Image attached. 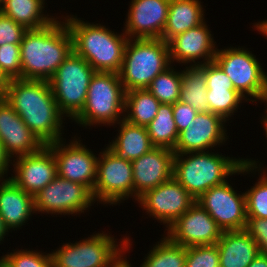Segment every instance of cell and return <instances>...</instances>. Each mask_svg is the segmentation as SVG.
I'll return each instance as SVG.
<instances>
[{"mask_svg":"<svg viewBox=\"0 0 267 267\" xmlns=\"http://www.w3.org/2000/svg\"><path fill=\"white\" fill-rule=\"evenodd\" d=\"M221 116L211 112H198L186 129L179 133L174 154L200 152L227 140ZM226 139V140H225Z\"/></svg>","mask_w":267,"mask_h":267,"instance_id":"17","label":"cell"},{"mask_svg":"<svg viewBox=\"0 0 267 267\" xmlns=\"http://www.w3.org/2000/svg\"><path fill=\"white\" fill-rule=\"evenodd\" d=\"M216 245L220 267H248L260 253L246 230L224 231Z\"/></svg>","mask_w":267,"mask_h":267,"instance_id":"23","label":"cell"},{"mask_svg":"<svg viewBox=\"0 0 267 267\" xmlns=\"http://www.w3.org/2000/svg\"><path fill=\"white\" fill-rule=\"evenodd\" d=\"M43 8L44 0H4L0 12L23 25L27 30L40 29L56 19L42 14Z\"/></svg>","mask_w":267,"mask_h":267,"instance_id":"27","label":"cell"},{"mask_svg":"<svg viewBox=\"0 0 267 267\" xmlns=\"http://www.w3.org/2000/svg\"><path fill=\"white\" fill-rule=\"evenodd\" d=\"M167 230L166 237L171 242L186 248L215 245L223 232L216 221L196 202Z\"/></svg>","mask_w":267,"mask_h":267,"instance_id":"14","label":"cell"},{"mask_svg":"<svg viewBox=\"0 0 267 267\" xmlns=\"http://www.w3.org/2000/svg\"><path fill=\"white\" fill-rule=\"evenodd\" d=\"M146 129L154 147L173 150L179 137L173 118V104L161 103L155 118L146 126Z\"/></svg>","mask_w":267,"mask_h":267,"instance_id":"29","label":"cell"},{"mask_svg":"<svg viewBox=\"0 0 267 267\" xmlns=\"http://www.w3.org/2000/svg\"><path fill=\"white\" fill-rule=\"evenodd\" d=\"M256 168L255 160L233 159L209 151L189 152L174 155L173 177L197 199L210 188L225 183L226 176Z\"/></svg>","mask_w":267,"mask_h":267,"instance_id":"3","label":"cell"},{"mask_svg":"<svg viewBox=\"0 0 267 267\" xmlns=\"http://www.w3.org/2000/svg\"><path fill=\"white\" fill-rule=\"evenodd\" d=\"M204 74L207 89H235L231 79L215 61L204 64Z\"/></svg>","mask_w":267,"mask_h":267,"instance_id":"38","label":"cell"},{"mask_svg":"<svg viewBox=\"0 0 267 267\" xmlns=\"http://www.w3.org/2000/svg\"><path fill=\"white\" fill-rule=\"evenodd\" d=\"M65 22L76 55L85 59L96 72L119 73L129 40L126 34H115L101 24L85 23L74 16L65 18Z\"/></svg>","mask_w":267,"mask_h":267,"instance_id":"4","label":"cell"},{"mask_svg":"<svg viewBox=\"0 0 267 267\" xmlns=\"http://www.w3.org/2000/svg\"><path fill=\"white\" fill-rule=\"evenodd\" d=\"M160 243V244H159ZM187 248L162 238L140 267H185Z\"/></svg>","mask_w":267,"mask_h":267,"instance_id":"30","label":"cell"},{"mask_svg":"<svg viewBox=\"0 0 267 267\" xmlns=\"http://www.w3.org/2000/svg\"><path fill=\"white\" fill-rule=\"evenodd\" d=\"M205 22L173 37L169 42L170 61L195 63L204 57V64L214 61L217 49ZM215 48V49H214Z\"/></svg>","mask_w":267,"mask_h":267,"instance_id":"21","label":"cell"},{"mask_svg":"<svg viewBox=\"0 0 267 267\" xmlns=\"http://www.w3.org/2000/svg\"><path fill=\"white\" fill-rule=\"evenodd\" d=\"M248 267H267V256L259 253Z\"/></svg>","mask_w":267,"mask_h":267,"instance_id":"42","label":"cell"},{"mask_svg":"<svg viewBox=\"0 0 267 267\" xmlns=\"http://www.w3.org/2000/svg\"><path fill=\"white\" fill-rule=\"evenodd\" d=\"M174 152L165 147H154L132 160L134 199L173 177Z\"/></svg>","mask_w":267,"mask_h":267,"instance_id":"18","label":"cell"},{"mask_svg":"<svg viewBox=\"0 0 267 267\" xmlns=\"http://www.w3.org/2000/svg\"><path fill=\"white\" fill-rule=\"evenodd\" d=\"M32 212H36L34 197L10 178L4 179L0 184V216L5 227L8 230L21 227Z\"/></svg>","mask_w":267,"mask_h":267,"instance_id":"22","label":"cell"},{"mask_svg":"<svg viewBox=\"0 0 267 267\" xmlns=\"http://www.w3.org/2000/svg\"><path fill=\"white\" fill-rule=\"evenodd\" d=\"M125 89L118 73L95 72L92 76L85 105L72 120L83 126L115 124L125 112Z\"/></svg>","mask_w":267,"mask_h":267,"instance_id":"6","label":"cell"},{"mask_svg":"<svg viewBox=\"0 0 267 267\" xmlns=\"http://www.w3.org/2000/svg\"><path fill=\"white\" fill-rule=\"evenodd\" d=\"M207 90L204 63L191 64L182 71L180 102L192 106L197 112H210Z\"/></svg>","mask_w":267,"mask_h":267,"instance_id":"26","label":"cell"},{"mask_svg":"<svg viewBox=\"0 0 267 267\" xmlns=\"http://www.w3.org/2000/svg\"><path fill=\"white\" fill-rule=\"evenodd\" d=\"M149 215L170 227L196 199L174 178L146 191L137 200Z\"/></svg>","mask_w":267,"mask_h":267,"instance_id":"13","label":"cell"},{"mask_svg":"<svg viewBox=\"0 0 267 267\" xmlns=\"http://www.w3.org/2000/svg\"><path fill=\"white\" fill-rule=\"evenodd\" d=\"M97 162L93 197L99 202L117 204L122 199L134 198L132 162L119 157L109 147L100 153Z\"/></svg>","mask_w":267,"mask_h":267,"instance_id":"9","label":"cell"},{"mask_svg":"<svg viewBox=\"0 0 267 267\" xmlns=\"http://www.w3.org/2000/svg\"><path fill=\"white\" fill-rule=\"evenodd\" d=\"M158 99L148 89H133L125 93L124 119L133 125L146 127L156 116Z\"/></svg>","mask_w":267,"mask_h":267,"instance_id":"28","label":"cell"},{"mask_svg":"<svg viewBox=\"0 0 267 267\" xmlns=\"http://www.w3.org/2000/svg\"><path fill=\"white\" fill-rule=\"evenodd\" d=\"M245 99L246 101H256L246 99L235 89H208L207 100L210 112L221 116L225 121L231 115H234L239 103Z\"/></svg>","mask_w":267,"mask_h":267,"instance_id":"32","label":"cell"},{"mask_svg":"<svg viewBox=\"0 0 267 267\" xmlns=\"http://www.w3.org/2000/svg\"><path fill=\"white\" fill-rule=\"evenodd\" d=\"M198 112L190 105L177 101L173 104V118L180 133L194 120Z\"/></svg>","mask_w":267,"mask_h":267,"instance_id":"40","label":"cell"},{"mask_svg":"<svg viewBox=\"0 0 267 267\" xmlns=\"http://www.w3.org/2000/svg\"><path fill=\"white\" fill-rule=\"evenodd\" d=\"M0 142L11 159L14 154L28 155L44 146L3 97H0Z\"/></svg>","mask_w":267,"mask_h":267,"instance_id":"20","label":"cell"},{"mask_svg":"<svg viewBox=\"0 0 267 267\" xmlns=\"http://www.w3.org/2000/svg\"><path fill=\"white\" fill-rule=\"evenodd\" d=\"M245 230L257 243L260 253L267 256V219L247 218Z\"/></svg>","mask_w":267,"mask_h":267,"instance_id":"39","label":"cell"},{"mask_svg":"<svg viewBox=\"0 0 267 267\" xmlns=\"http://www.w3.org/2000/svg\"><path fill=\"white\" fill-rule=\"evenodd\" d=\"M264 172L255 186L245 192L247 218L267 219V174Z\"/></svg>","mask_w":267,"mask_h":267,"instance_id":"33","label":"cell"},{"mask_svg":"<svg viewBox=\"0 0 267 267\" xmlns=\"http://www.w3.org/2000/svg\"><path fill=\"white\" fill-rule=\"evenodd\" d=\"M255 28H257L258 31L263 33V35L267 36V20L263 21L261 23L255 24Z\"/></svg>","mask_w":267,"mask_h":267,"instance_id":"44","label":"cell"},{"mask_svg":"<svg viewBox=\"0 0 267 267\" xmlns=\"http://www.w3.org/2000/svg\"><path fill=\"white\" fill-rule=\"evenodd\" d=\"M10 156L6 153L3 144L0 142V179H3V175L9 170ZM3 181V180H0Z\"/></svg>","mask_w":267,"mask_h":267,"instance_id":"41","label":"cell"},{"mask_svg":"<svg viewBox=\"0 0 267 267\" xmlns=\"http://www.w3.org/2000/svg\"><path fill=\"white\" fill-rule=\"evenodd\" d=\"M258 100H261L262 102L264 101H266V103H267V91L265 92V93H263L259 98H258ZM266 112H267V110H266ZM263 123H264V129H265V131H266V135H267V114H266V116H264V118H263ZM267 137V136H266Z\"/></svg>","mask_w":267,"mask_h":267,"instance_id":"45","label":"cell"},{"mask_svg":"<svg viewBox=\"0 0 267 267\" xmlns=\"http://www.w3.org/2000/svg\"><path fill=\"white\" fill-rule=\"evenodd\" d=\"M122 119L117 123L120 125L119 135L108 145L113 152L132 161L154 148L146 127L130 124L124 115Z\"/></svg>","mask_w":267,"mask_h":267,"instance_id":"25","label":"cell"},{"mask_svg":"<svg viewBox=\"0 0 267 267\" xmlns=\"http://www.w3.org/2000/svg\"><path fill=\"white\" fill-rule=\"evenodd\" d=\"M214 61L231 79L242 96L258 99L267 91V74L250 51L244 48L217 49Z\"/></svg>","mask_w":267,"mask_h":267,"instance_id":"10","label":"cell"},{"mask_svg":"<svg viewBox=\"0 0 267 267\" xmlns=\"http://www.w3.org/2000/svg\"><path fill=\"white\" fill-rule=\"evenodd\" d=\"M94 201L87 186L58 175L34 196L35 211L63 215L84 213Z\"/></svg>","mask_w":267,"mask_h":267,"instance_id":"12","label":"cell"},{"mask_svg":"<svg viewBox=\"0 0 267 267\" xmlns=\"http://www.w3.org/2000/svg\"><path fill=\"white\" fill-rule=\"evenodd\" d=\"M0 68L9 80L21 78L20 44L0 46Z\"/></svg>","mask_w":267,"mask_h":267,"instance_id":"36","label":"cell"},{"mask_svg":"<svg viewBox=\"0 0 267 267\" xmlns=\"http://www.w3.org/2000/svg\"><path fill=\"white\" fill-rule=\"evenodd\" d=\"M198 0H170L168 17L161 39L167 43L175 36L204 22V13Z\"/></svg>","mask_w":267,"mask_h":267,"instance_id":"24","label":"cell"},{"mask_svg":"<svg viewBox=\"0 0 267 267\" xmlns=\"http://www.w3.org/2000/svg\"><path fill=\"white\" fill-rule=\"evenodd\" d=\"M3 258L12 267H53L52 254L44 255L40 252L16 250L7 254Z\"/></svg>","mask_w":267,"mask_h":267,"instance_id":"35","label":"cell"},{"mask_svg":"<svg viewBox=\"0 0 267 267\" xmlns=\"http://www.w3.org/2000/svg\"><path fill=\"white\" fill-rule=\"evenodd\" d=\"M196 203L207 211L223 232L245 230V193L237 194L228 181L201 194Z\"/></svg>","mask_w":267,"mask_h":267,"instance_id":"11","label":"cell"},{"mask_svg":"<svg viewBox=\"0 0 267 267\" xmlns=\"http://www.w3.org/2000/svg\"><path fill=\"white\" fill-rule=\"evenodd\" d=\"M170 64L169 45L166 41L161 38L129 39L118 73L125 92L147 89L152 80L170 67Z\"/></svg>","mask_w":267,"mask_h":267,"instance_id":"5","label":"cell"},{"mask_svg":"<svg viewBox=\"0 0 267 267\" xmlns=\"http://www.w3.org/2000/svg\"><path fill=\"white\" fill-rule=\"evenodd\" d=\"M168 67L158 74L147 88L160 103L174 104L179 101L182 72L174 71Z\"/></svg>","mask_w":267,"mask_h":267,"instance_id":"31","label":"cell"},{"mask_svg":"<svg viewBox=\"0 0 267 267\" xmlns=\"http://www.w3.org/2000/svg\"><path fill=\"white\" fill-rule=\"evenodd\" d=\"M54 20L40 29H29L20 43L21 78L49 81L73 51L66 22Z\"/></svg>","mask_w":267,"mask_h":267,"instance_id":"2","label":"cell"},{"mask_svg":"<svg viewBox=\"0 0 267 267\" xmlns=\"http://www.w3.org/2000/svg\"><path fill=\"white\" fill-rule=\"evenodd\" d=\"M9 81L10 80L6 77V75L2 72L0 68V97H3L5 90L9 85Z\"/></svg>","mask_w":267,"mask_h":267,"instance_id":"43","label":"cell"},{"mask_svg":"<svg viewBox=\"0 0 267 267\" xmlns=\"http://www.w3.org/2000/svg\"><path fill=\"white\" fill-rule=\"evenodd\" d=\"M169 4L170 0H132L125 25L126 36L129 39L161 38Z\"/></svg>","mask_w":267,"mask_h":267,"instance_id":"19","label":"cell"},{"mask_svg":"<svg viewBox=\"0 0 267 267\" xmlns=\"http://www.w3.org/2000/svg\"><path fill=\"white\" fill-rule=\"evenodd\" d=\"M80 141L65 145L62 140L48 144L57 163V175L87 186L92 192L96 182L98 158ZM65 145V146H64Z\"/></svg>","mask_w":267,"mask_h":267,"instance_id":"15","label":"cell"},{"mask_svg":"<svg viewBox=\"0 0 267 267\" xmlns=\"http://www.w3.org/2000/svg\"><path fill=\"white\" fill-rule=\"evenodd\" d=\"M6 232H9L8 229L5 227L4 223H3V220L0 216V241H3L2 239H4V236L8 233Z\"/></svg>","mask_w":267,"mask_h":267,"instance_id":"46","label":"cell"},{"mask_svg":"<svg viewBox=\"0 0 267 267\" xmlns=\"http://www.w3.org/2000/svg\"><path fill=\"white\" fill-rule=\"evenodd\" d=\"M3 98L44 145L62 140L64 115L58 108L49 81L12 79Z\"/></svg>","mask_w":267,"mask_h":267,"instance_id":"1","label":"cell"},{"mask_svg":"<svg viewBox=\"0 0 267 267\" xmlns=\"http://www.w3.org/2000/svg\"><path fill=\"white\" fill-rule=\"evenodd\" d=\"M27 29L0 12V46L20 44Z\"/></svg>","mask_w":267,"mask_h":267,"instance_id":"37","label":"cell"},{"mask_svg":"<svg viewBox=\"0 0 267 267\" xmlns=\"http://www.w3.org/2000/svg\"><path fill=\"white\" fill-rule=\"evenodd\" d=\"M129 240L124 238L120 249L114 238L106 233L92 235L74 244L66 243L51 253L53 267H114L123 257L121 252L128 250Z\"/></svg>","mask_w":267,"mask_h":267,"instance_id":"8","label":"cell"},{"mask_svg":"<svg viewBox=\"0 0 267 267\" xmlns=\"http://www.w3.org/2000/svg\"><path fill=\"white\" fill-rule=\"evenodd\" d=\"M0 267H12L3 257L0 259Z\"/></svg>","mask_w":267,"mask_h":267,"instance_id":"48","label":"cell"},{"mask_svg":"<svg viewBox=\"0 0 267 267\" xmlns=\"http://www.w3.org/2000/svg\"><path fill=\"white\" fill-rule=\"evenodd\" d=\"M95 72L85 59L73 51L57 68L49 82L63 115L74 119L82 111Z\"/></svg>","mask_w":267,"mask_h":267,"instance_id":"7","label":"cell"},{"mask_svg":"<svg viewBox=\"0 0 267 267\" xmlns=\"http://www.w3.org/2000/svg\"><path fill=\"white\" fill-rule=\"evenodd\" d=\"M13 166L15 175L9 178L33 197L57 176L56 159L48 145L37 152L17 157Z\"/></svg>","mask_w":267,"mask_h":267,"instance_id":"16","label":"cell"},{"mask_svg":"<svg viewBox=\"0 0 267 267\" xmlns=\"http://www.w3.org/2000/svg\"><path fill=\"white\" fill-rule=\"evenodd\" d=\"M3 2H4V0H0V7H1V5L3 4Z\"/></svg>","mask_w":267,"mask_h":267,"instance_id":"49","label":"cell"},{"mask_svg":"<svg viewBox=\"0 0 267 267\" xmlns=\"http://www.w3.org/2000/svg\"><path fill=\"white\" fill-rule=\"evenodd\" d=\"M125 259V260H124ZM122 258L114 267H131L129 262L126 261V258Z\"/></svg>","mask_w":267,"mask_h":267,"instance_id":"47","label":"cell"},{"mask_svg":"<svg viewBox=\"0 0 267 267\" xmlns=\"http://www.w3.org/2000/svg\"><path fill=\"white\" fill-rule=\"evenodd\" d=\"M185 267H220L217 245L187 247Z\"/></svg>","mask_w":267,"mask_h":267,"instance_id":"34","label":"cell"}]
</instances>
